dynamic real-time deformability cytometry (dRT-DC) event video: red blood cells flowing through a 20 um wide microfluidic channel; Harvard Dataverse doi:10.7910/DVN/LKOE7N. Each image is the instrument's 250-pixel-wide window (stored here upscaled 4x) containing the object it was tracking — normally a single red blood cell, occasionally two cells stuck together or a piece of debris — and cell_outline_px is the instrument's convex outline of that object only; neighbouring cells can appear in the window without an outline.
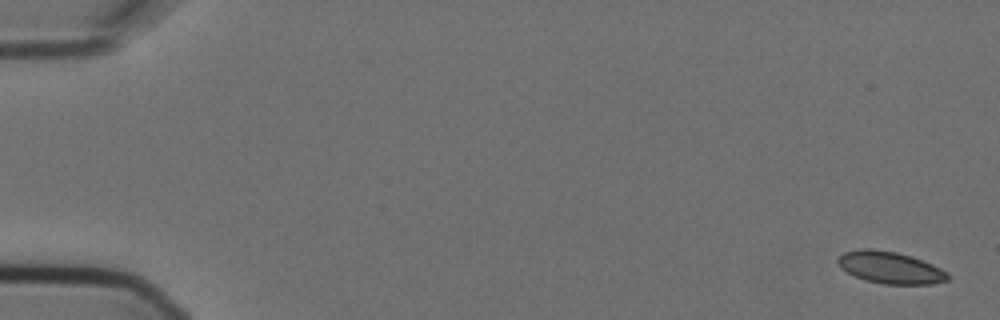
{"species": "Egyptian fruit bat (a non-hibernating species)", "species_latin": "Rousettus aegyptiacus", "temperature_condition": "cold", "stored_images_in_passage": 6, "camera_frame_rate_fps": 3000, "um_per_image_px": 0.085, "animal": {"sex": "female"}, "frame": {"image": 1, "passage_image": 1, "time_ms": 0.0, "image_size_px": [1000, 320], "cell_outline_px": [[952, 276], [948, 280], [932, 284], [884, 284], [864, 280], [840, 268], [836, 260], [844, 252], [860, 248], [872, 248], [896, 252], [912, 256], [932, 264], [948, 272]], "centroid_in_image_um": [75.68, 22.74], "position_along_channel_um": 9.3, "area_um2": 20.63}}
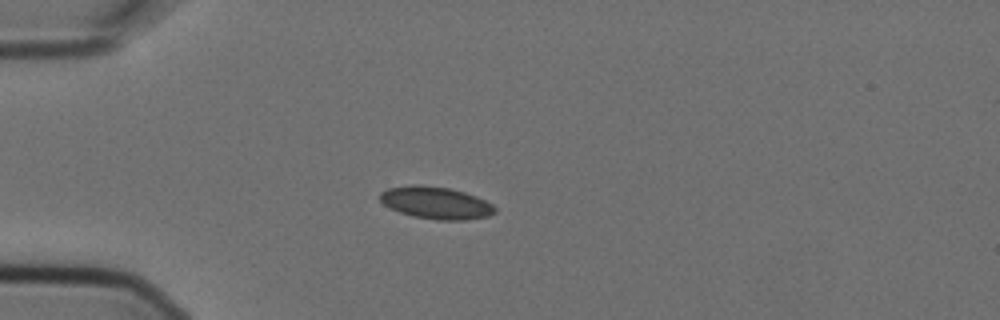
{"frame": {"image": 2, "passage_image": 5, "time_ms": 1.333, "image_size_px": [1000, 320], "cell_outline_px": [[496, 212], [488, 216], [468, 220], [436, 220], [412, 216], [388, 208], [380, 200], [380, 192], [388, 188], [448, 188], [464, 192], [476, 196], [492, 204], [496, 208]], "centroid_in_image_um": [37.11, 17.31], "position_along_channel_um": 47.9, "area_um2": 20.75}}